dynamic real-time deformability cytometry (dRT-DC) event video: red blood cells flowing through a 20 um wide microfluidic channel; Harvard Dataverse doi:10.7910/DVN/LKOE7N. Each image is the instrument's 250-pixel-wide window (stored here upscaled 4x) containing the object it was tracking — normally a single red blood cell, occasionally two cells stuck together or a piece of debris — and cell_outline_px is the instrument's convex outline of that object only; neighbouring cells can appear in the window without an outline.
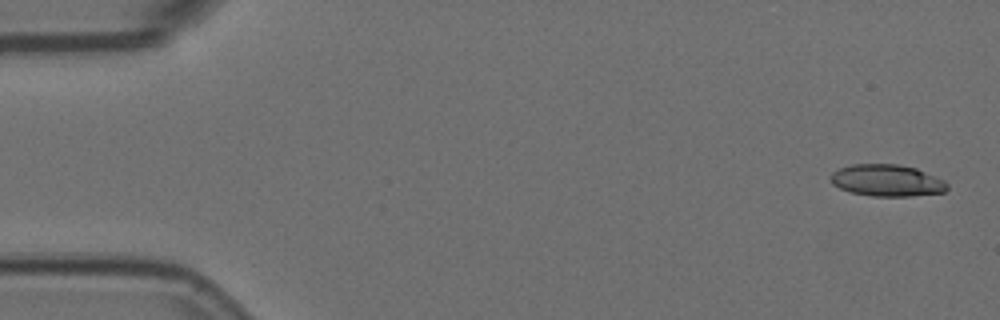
{"species": "Egyptian fruit bat (a non-hibernating species)", "species_latin": "Rousettus aegyptiacus", "temperature_condition": "room temperature", "stored_images_in_passage": 5, "camera_frame_rate_fps": 3000, "um_per_image_px": 0.085, "animal": {"sex": "female"}, "frame": {"image": 1, "passage_image": 1, "time_ms": 0.0, "image_size_px": [1000, 320], "cell_outline_px": [[948, 188], [944, 192], [912, 196], [872, 196], [848, 192], [832, 184], [832, 172], [840, 168], [852, 164], [896, 164], [916, 168], [944, 180], [948, 184]], "centroid_in_image_um": [75.39, 15.34], "position_along_channel_um": 9.6, "area_um2": 21.56}}
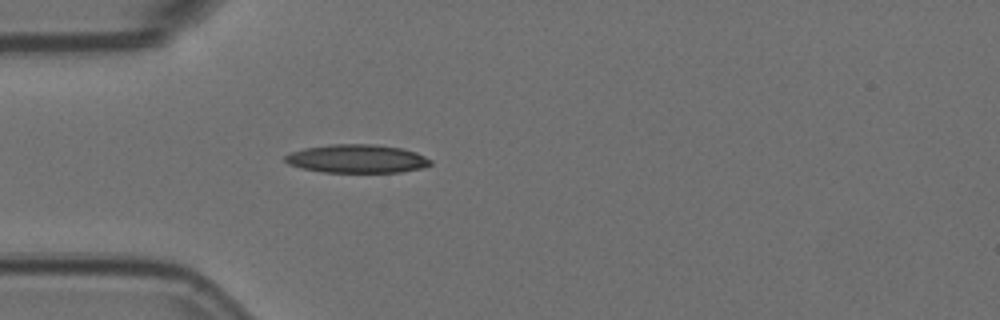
{"frame": {"image": 2, "passage_image": 5, "time_ms": 1.333, "image_size_px": [1000, 320], "cell_outline_px": [[432, 164], [424, 168], [400, 172], [324, 172], [300, 168], [288, 164], [284, 160], [284, 156], [292, 152], [304, 148], [332, 144], [372, 144], [404, 148], [416, 152], [432, 160]], "centroid_in_image_um": [30.36, 13.49], "position_along_channel_um": 54.6, "area_um2": 24.22}}